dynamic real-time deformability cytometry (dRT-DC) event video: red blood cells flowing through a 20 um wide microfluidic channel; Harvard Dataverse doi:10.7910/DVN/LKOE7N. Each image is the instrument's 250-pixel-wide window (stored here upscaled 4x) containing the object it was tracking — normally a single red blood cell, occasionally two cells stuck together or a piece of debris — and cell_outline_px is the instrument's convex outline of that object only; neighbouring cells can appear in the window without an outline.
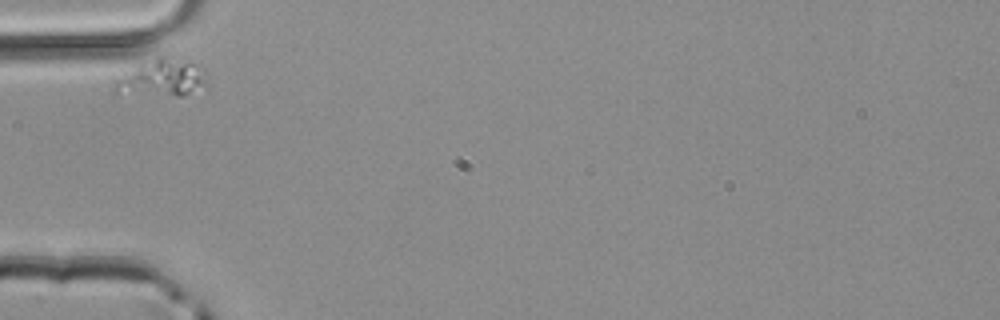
{"species": "common noctule bat (a hibernating species)", "species_latin": "Nyctalus noctula", "temperature_condition": "room temperature", "stored_images_in_passage": 27, "camera_frame_rate_fps": 3000, "um_per_image_px": 0.085, "animal": {"sex": "male", "body_mass_g": 20.4}, "frame": {"image": 1, "passage_image": 1, "time_ms": 0.0, "image_size_px": [1000, 320], "cell_outline_px": [[208, 88], [184, 96], [176, 96], [112, 92], [112, 76], [160, 56], [164, 56], [196, 64], [204, 68]], "centroid_in_image_um": [13.73, 6.65], "position_along_channel_um": 71.3, "area_um2": 20.52}}
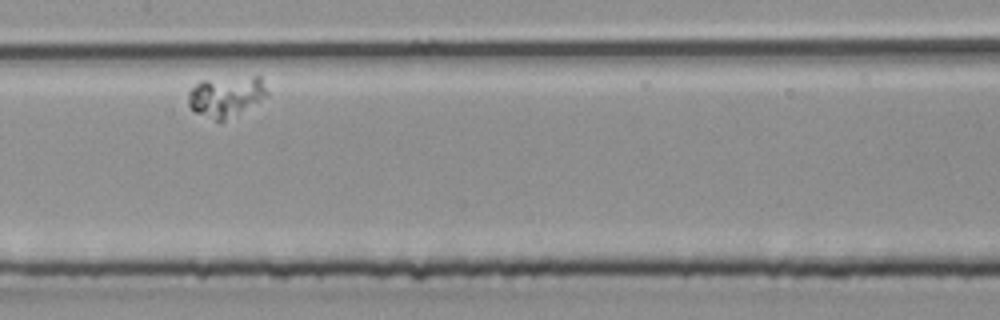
{"frame": {"image": 2, "passage_image": 11, "time_ms": 3.333, "image_size_px": [1000, 320], "cell_outline_px": [[268, 96], [224, 120], [216, 120], [196, 112], [188, 104], [188, 92], [200, 80], [252, 76], [260, 76], [268, 92]], "centroid_in_image_um": [19.22, 8.15], "position_along_channel_um": 188.2, "area_um2": 18.26}}
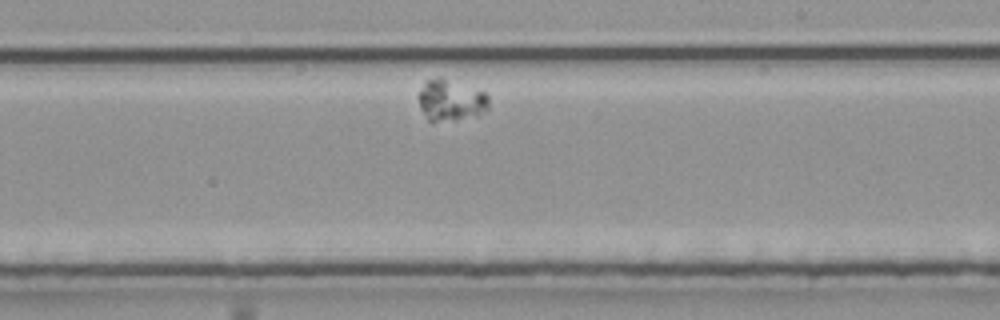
{"frame": {"image": 3, "passage_image": 16, "time_ms": 5.0, "image_size_px": [1000, 320], "cell_outline_px": [[488, 112], [476, 116], [436, 120], [428, 120], [420, 108], [416, 96], [420, 88], [428, 80], [436, 76], [440, 76], [484, 92], [488, 96]], "centroid_in_image_um": [38.3, 8.49], "position_along_channel_um": 250.7, "area_um2": 16.82}}